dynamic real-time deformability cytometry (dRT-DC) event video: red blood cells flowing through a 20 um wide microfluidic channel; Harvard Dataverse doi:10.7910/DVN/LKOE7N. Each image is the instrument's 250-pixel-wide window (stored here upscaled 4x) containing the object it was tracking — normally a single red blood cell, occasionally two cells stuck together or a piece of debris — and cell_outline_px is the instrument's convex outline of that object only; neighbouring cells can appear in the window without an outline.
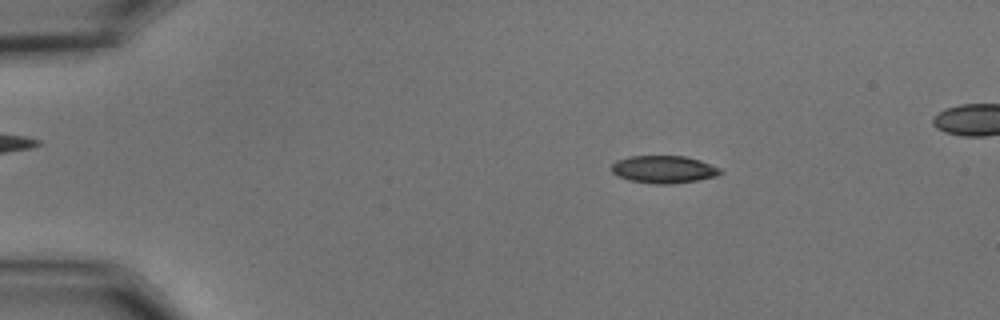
{"species": "common noctule bat (a hibernating species)", "species_latin": "Nyctalus noctula", "temperature_condition": "cold", "stored_images_in_passage": 56, "camera_frame_rate_fps": 3000, "um_per_image_px": 0.085, "animal": {"sex": "male", "body_mass_g": 15.6}, "frame": {"image": 1, "passage_image": 10, "time_ms": 3.0, "image_size_px": [1000, 320], "cell_outline_px": [[724, 172], [716, 176], [696, 180], [672, 184], [652, 184], [628, 180], [616, 176], [612, 172], [612, 164], [616, 160], [628, 156], [684, 156], [700, 160], [720, 168]], "centroid_in_image_um": [56.39, 14.4], "position_along_channel_um": 28.6, "area_um2": 17.57}}
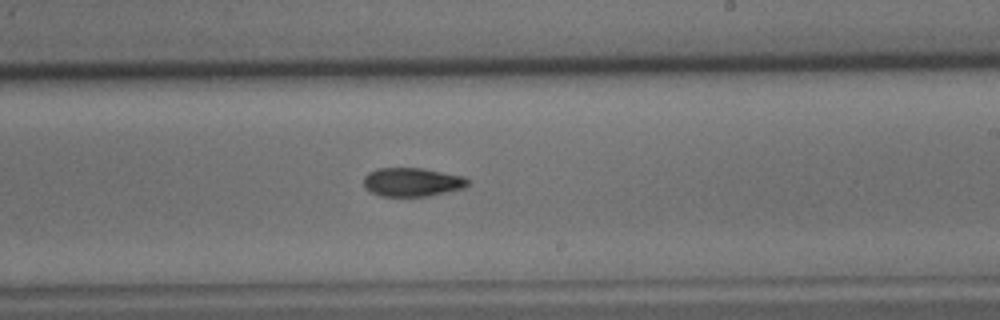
{"frame": {"image": 2, "passage_image": 34, "time_ms": 11.0, "image_size_px": [1000, 320], "cell_outline_px": [[472, 180], [464, 188], [428, 196], [380, 196], [364, 188], [364, 176], [368, 172], [376, 168], [424, 168], [464, 176]], "centroid_in_image_um": [35.05, 15.47], "position_along_channel_um": 254.0, "area_um2": 17.63}}
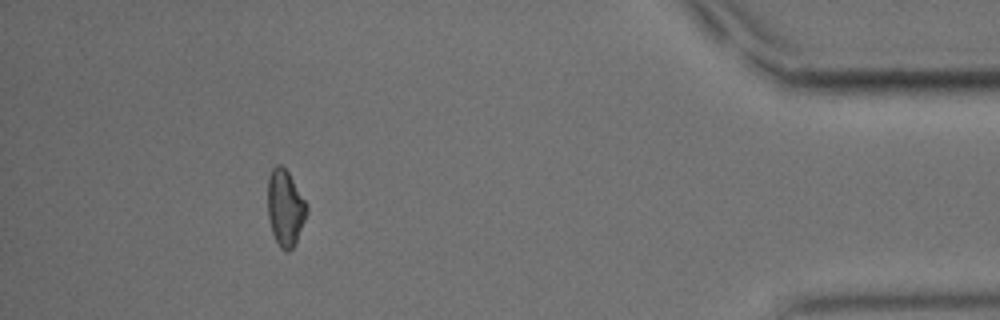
{"frame": {"image": 3, "passage_image": 51, "time_ms": 16.667, "image_size_px": [1000, 320], "cell_outline_px": [[308, 212], [296, 244], [288, 252], [284, 252], [280, 248], [272, 232], [268, 216], [268, 176], [272, 168], [276, 164], [280, 164], [288, 172], [304, 200], [308, 208]], "centroid_in_image_um": [24.24, 17.7], "position_along_channel_um": 411.0, "area_um2": 17.34}}